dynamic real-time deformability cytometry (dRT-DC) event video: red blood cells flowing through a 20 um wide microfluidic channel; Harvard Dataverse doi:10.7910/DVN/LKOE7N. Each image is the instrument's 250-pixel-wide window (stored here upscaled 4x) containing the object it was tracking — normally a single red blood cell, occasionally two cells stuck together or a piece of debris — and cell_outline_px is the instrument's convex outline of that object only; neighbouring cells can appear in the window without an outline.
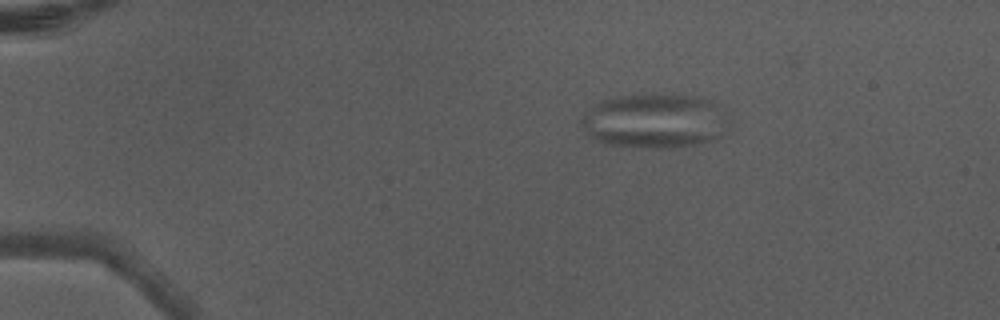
{"species": "Egyptian fruit bat (a non-hibernating species)", "species_latin": "Rousettus aegyptiacus", "temperature_condition": "warm", "stored_images_in_passage": 4, "camera_frame_rate_fps": 3000, "um_per_image_px": 0.085, "animal": {"sex": "male"}, "frame": {"image": 1, "passage_image": 2, "time_ms": 0.333, "image_size_px": [1000, 320], "cell_outline_px": [[720, 136], [712, 140], [692, 144], [668, 148], [652, 148], [612, 144], [596, 140], [588, 136], [580, 124], [580, 120], [600, 100], [616, 96], [640, 92], [660, 92], [700, 96], [712, 100], [720, 104]], "centroid_in_image_um": [55.55, 10.21], "position_along_channel_um": 29.5, "area_um2": 46.64}}